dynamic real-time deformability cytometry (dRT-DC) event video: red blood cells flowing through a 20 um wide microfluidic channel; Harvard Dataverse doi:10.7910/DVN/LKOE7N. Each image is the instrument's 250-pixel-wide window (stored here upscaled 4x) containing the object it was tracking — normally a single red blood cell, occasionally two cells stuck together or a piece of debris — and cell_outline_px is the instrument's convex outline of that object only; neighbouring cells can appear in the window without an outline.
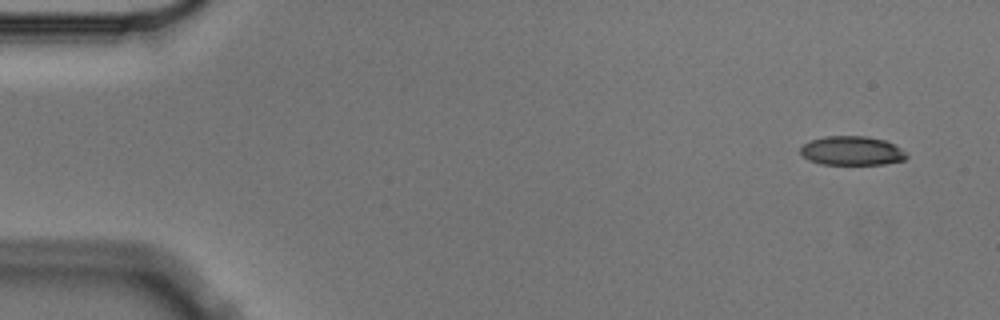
{"species": "Egyptian fruit bat (a non-hibernating species)", "species_latin": "Rousettus aegyptiacus", "temperature_condition": "cold", "stored_images_in_passage": 6, "camera_frame_rate_fps": 3000, "um_per_image_px": 0.085, "animal": {"sex": "male"}, "frame": {"image": 1, "passage_image": 1, "time_ms": 0.0, "image_size_px": [1000, 320], "cell_outline_px": [[908, 156], [904, 160], [884, 164], [820, 164], [808, 160], [800, 152], [800, 148], [804, 144], [812, 140], [824, 136], [868, 136], [884, 140], [900, 148]], "centroid_in_image_um": [72.39, 12.81], "position_along_channel_um": 12.6, "area_um2": 17.86}}
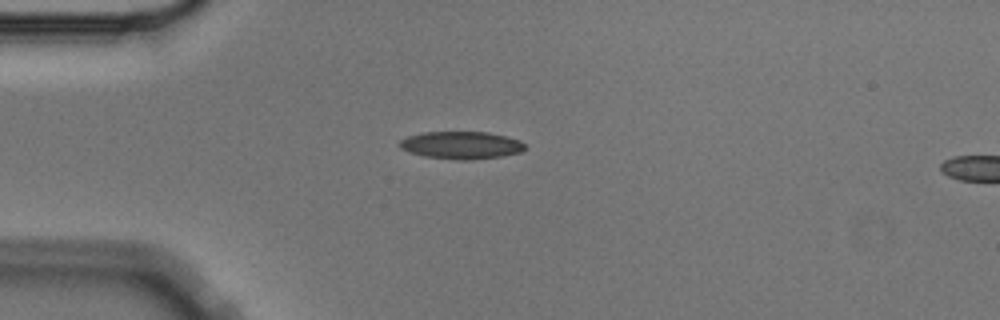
{"frame": {"image": 2, "passage_image": 4, "time_ms": 1.0, "image_size_px": [1000, 320], "cell_outline_px": [[528, 148], [520, 152], [500, 156], [464, 160], [460, 160], [424, 156], [400, 148], [400, 140], [408, 136], [420, 132], [488, 132], [520, 140]], "centroid_in_image_um": [39.22, 12.33], "position_along_channel_um": 45.8, "area_um2": 19.88}}
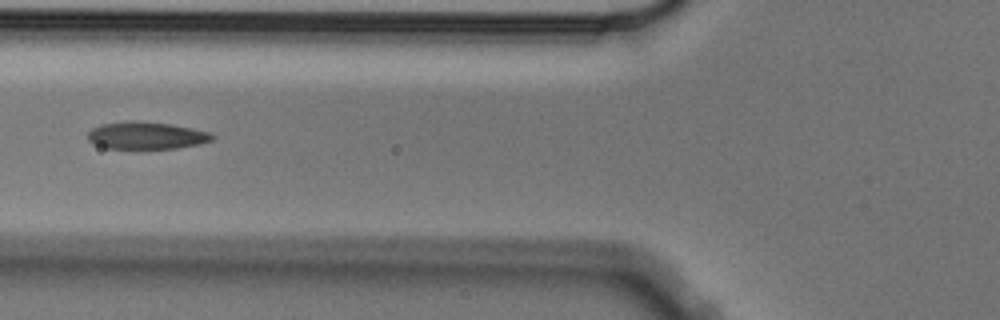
{"frame": {"image": 3, "passage_image": 6, "time_ms": 1.667, "image_size_px": [1000, 320], "cell_outline_px": [[216, 136], [212, 140], [200, 144], [176, 148], [140, 152], [108, 148], [92, 144], [88, 140], [88, 132], [92, 128], [100, 124], [124, 120], [140, 120], [172, 124], [212, 132]], "centroid_in_image_um": [12.42, 11.55], "position_along_channel_um": 113.4, "area_um2": 21.15}}